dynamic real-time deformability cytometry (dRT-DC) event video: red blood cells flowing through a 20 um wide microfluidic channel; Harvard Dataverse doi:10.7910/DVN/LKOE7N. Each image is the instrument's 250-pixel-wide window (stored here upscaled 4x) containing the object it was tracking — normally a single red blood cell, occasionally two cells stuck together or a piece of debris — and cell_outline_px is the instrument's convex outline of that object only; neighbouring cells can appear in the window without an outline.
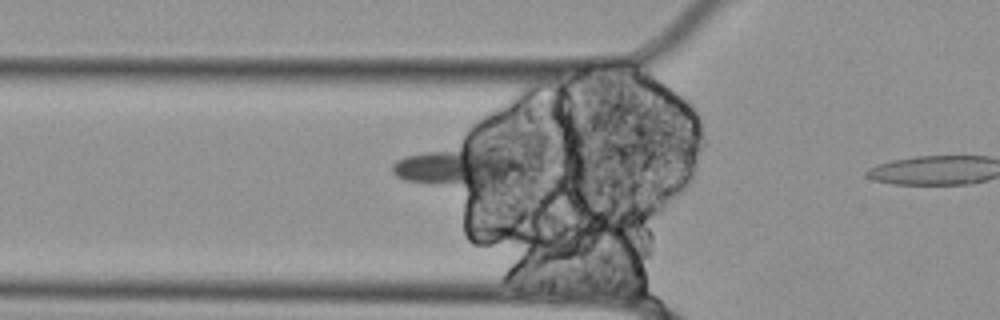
{"species": "Egyptian fruit bat (a non-hibernating species)", "species_latin": "Rousettus aegyptiacus", "temperature_condition": "cold", "stored_images_in_passage": 8, "camera_frame_rate_fps": 3000, "um_per_image_px": 0.085, "animal": {"sex": "female"}, "frame": {"image": 1, "passage_image": 7, "time_ms": 2.0, "image_size_px": [1000, 320], "cell_outline_px": [[524, 168], [508, 180], [468, 184], [436, 184], [404, 180], [396, 176], [392, 172], [392, 164], [396, 160], [404, 156], [464, 140], [488, 148], [516, 160], [524, 164]], "centroid_in_image_um": [38.82, 14.05], "position_along_channel_um": 87.0, "area_um2": 29.19}}